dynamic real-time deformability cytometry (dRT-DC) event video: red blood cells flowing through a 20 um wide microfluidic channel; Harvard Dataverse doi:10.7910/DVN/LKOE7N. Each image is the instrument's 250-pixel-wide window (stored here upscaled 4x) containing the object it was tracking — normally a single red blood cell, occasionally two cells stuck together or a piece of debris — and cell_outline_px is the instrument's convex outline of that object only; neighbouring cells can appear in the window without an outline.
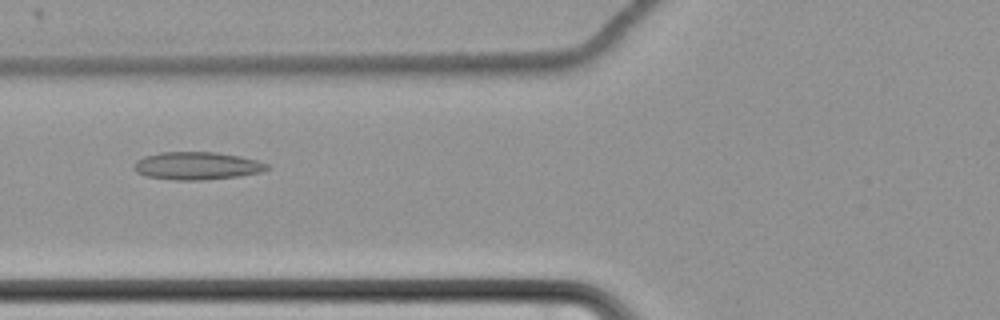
{"species": "common noctule bat (a hibernating species)", "species_latin": "Nyctalus noctula", "temperature_condition": "cold", "stored_images_in_passage": 61, "camera_frame_rate_fps": 3000, "um_per_image_px": 0.085, "animal": {"sex": "female", "body_mass_g": 22.7, "forearm_length_mm": 54.2}, "frame": {"image": 1, "passage_image": 26, "time_ms": 8.333, "image_size_px": [1000, 320], "cell_outline_px": [[272, 168], [260, 172], [240, 176], [204, 180], [172, 180], [144, 176], [136, 172], [132, 168], [136, 160], [144, 156], [160, 152], [216, 152], [240, 156], [256, 160], [268, 164]], "centroid_in_image_um": [16.72, 14.1], "position_along_channel_um": 109.1, "area_um2": 21.79}}
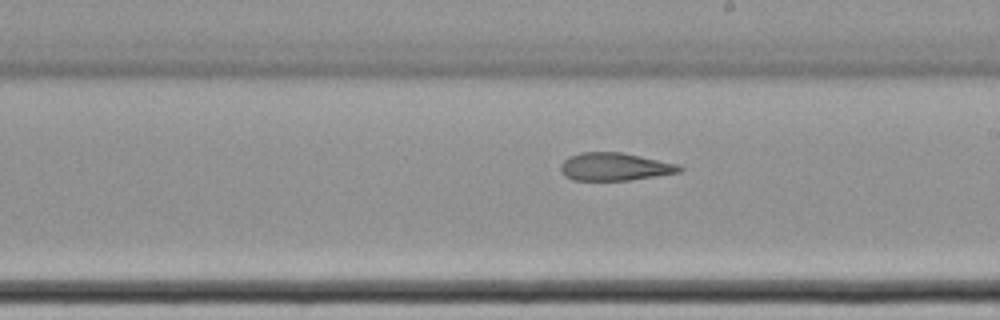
{"frame": {"image": 2, "passage_image": 37, "time_ms": 12.0, "image_size_px": [1000, 320], "cell_outline_px": [[684, 168], [680, 172], [628, 180], [572, 180], [564, 176], [560, 172], [560, 164], [568, 156], [580, 152], [620, 152], [680, 164]], "centroid_in_image_um": [52.22, 14.16], "position_along_channel_um": 236.8, "area_um2": 19.36}}
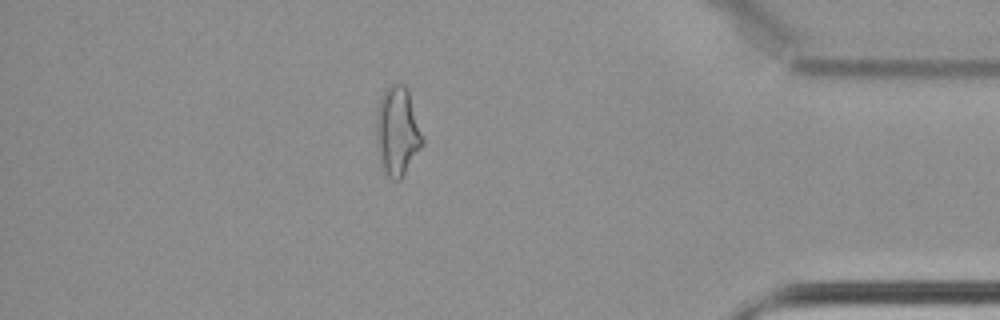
{"frame": {"image": 3, "passage_image": 54, "time_ms": 17.667, "image_size_px": [1000, 320], "cell_outline_px": [[424, 144], [400, 180], [392, 180], [384, 172], [380, 160], [376, 144], [376, 108], [380, 96], [384, 88], [392, 84], [404, 84], [408, 88], [424, 136]], "centroid_in_image_um": [33.78, 11.12], "position_along_channel_um": 401.4, "area_um2": 24.57}, "authors_computed_cell_mechanics": {"area_um2": 23.12, "velocity_mm_per_s": 3.4859, "shape_relaxation_time_tau1_ms": null, "shape_relaxation_time_tau2_ms": 2.5877, "deformation_change_tau1": null, "deformation_change_tau2": 0.1055}}